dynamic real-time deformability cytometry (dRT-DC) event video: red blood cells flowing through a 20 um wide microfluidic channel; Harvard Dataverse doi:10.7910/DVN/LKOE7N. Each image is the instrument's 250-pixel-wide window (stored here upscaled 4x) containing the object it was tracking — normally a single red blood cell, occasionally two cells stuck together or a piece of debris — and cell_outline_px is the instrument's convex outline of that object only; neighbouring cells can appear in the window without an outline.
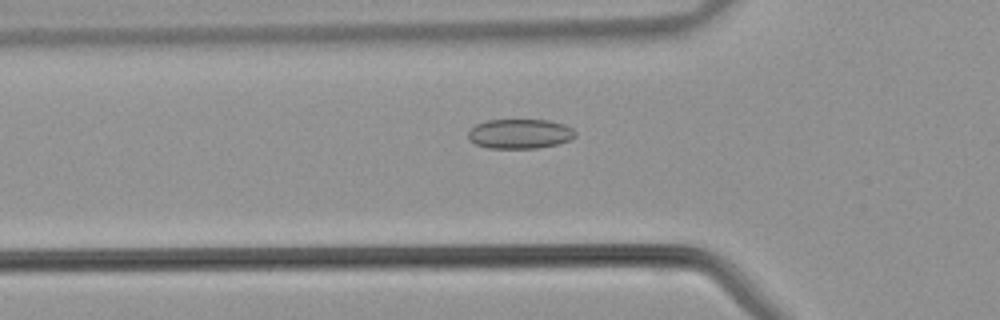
{"species": "common noctule bat (a hibernating species)", "species_latin": "Nyctalus noctula", "temperature_condition": "warm", "stored_images_in_passage": 41, "camera_frame_rate_fps": 3000, "um_per_image_px": 0.085, "animal": {"sex": "male", "body_mass_g": 21.5, "forearm_length_mm": 52.0}, "frame": {"image": 1, "passage_image": 13, "time_ms": 4.0, "image_size_px": [1000, 320], "cell_outline_px": [[576, 136], [560, 144], [536, 148], [488, 148], [476, 144], [468, 140], [468, 132], [476, 124], [488, 120], [548, 120], [564, 124], [572, 128], [576, 132]], "centroid_in_image_um": [44.19, 11.37], "position_along_channel_um": 81.6, "area_um2": 18.55}}
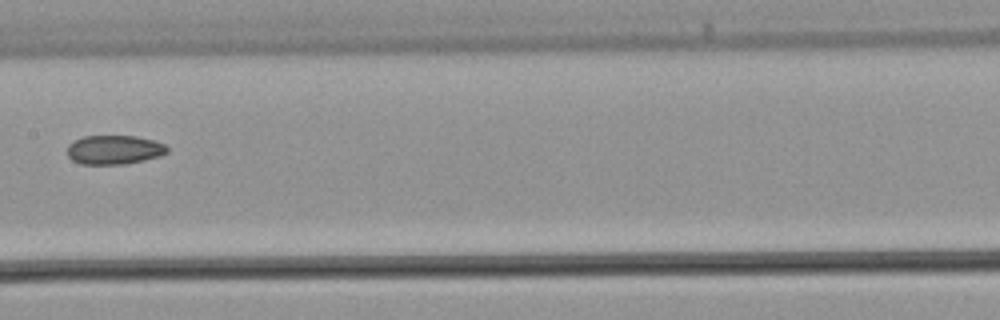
{"frame": {"image": 2, "passage_image": 20, "time_ms": 6.333, "image_size_px": [1000, 320], "cell_outline_px": [[168, 152], [160, 156], [144, 160], [124, 164], [80, 164], [72, 160], [68, 156], [68, 144], [84, 136], [136, 136], [152, 140], [164, 144], [168, 148]], "centroid_in_image_um": [9.71, 12.73], "position_along_channel_um": 197.7, "area_um2": 16.88}}
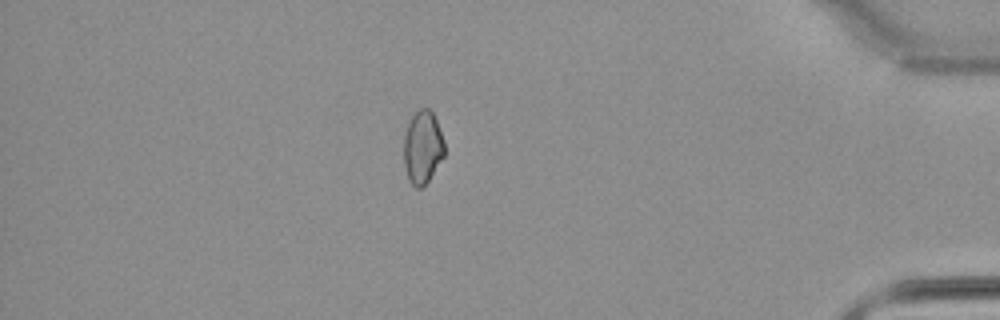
{"frame": {"image": 3, "passage_image": 35, "time_ms": 11.333, "image_size_px": [1000, 320], "cell_outline_px": [[444, 156], [428, 180], [420, 188], [416, 188], [408, 180], [404, 164], [404, 136], [408, 124], [412, 116], [420, 108], [432, 108], [444, 140]], "centroid_in_image_um": [35.92, 12.49], "position_along_channel_um": 399.3, "area_um2": 17.28}}